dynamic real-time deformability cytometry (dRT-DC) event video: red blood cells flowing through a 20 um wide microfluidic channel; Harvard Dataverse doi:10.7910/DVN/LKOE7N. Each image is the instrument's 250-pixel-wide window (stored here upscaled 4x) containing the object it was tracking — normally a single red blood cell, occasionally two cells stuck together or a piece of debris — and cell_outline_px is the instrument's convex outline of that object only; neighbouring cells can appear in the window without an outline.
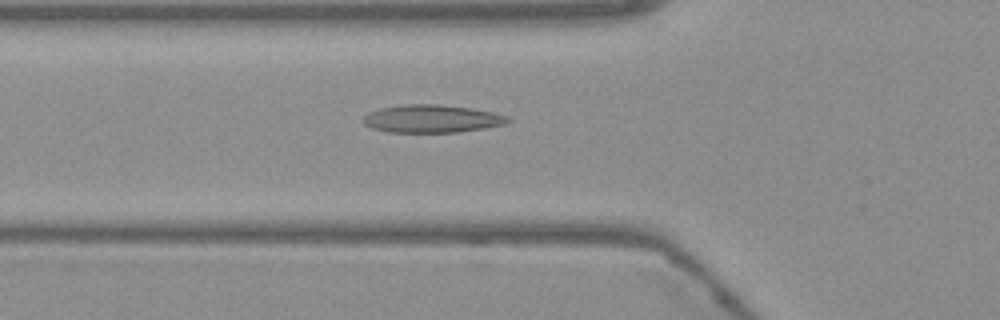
{"species": "Egyptian fruit bat (a non-hibernating species)", "species_latin": "Rousettus aegyptiacus", "temperature_condition": "warm", "stored_images_in_passage": 54, "camera_frame_rate_fps": 3000, "um_per_image_px": 0.085, "frame": {"image": 1, "passage_image": 19, "time_ms": 6.0, "image_size_px": [1000, 320], "cell_outline_px": [[512, 120], [504, 124], [484, 128], [460, 132], [388, 132], [372, 128], [364, 124], [360, 120], [368, 112], [380, 108], [404, 104], [440, 104], [472, 108], [492, 112], [508, 116]], "centroid_in_image_um": [36.68, 10.09], "position_along_channel_um": 89.1, "area_um2": 23.64}}
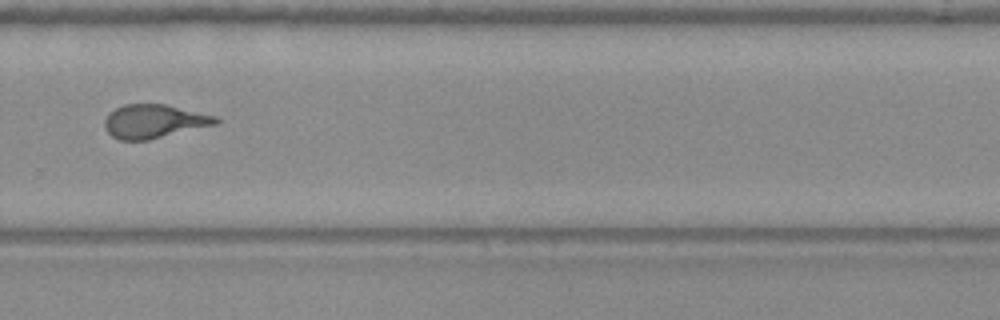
{"frame": {"image": 2, "passage_image": 37, "time_ms": 12.0, "image_size_px": [1000, 320], "cell_outline_px": [[220, 120], [216, 124], [148, 140], [120, 140], [112, 136], [104, 128], [104, 120], [108, 112], [124, 104], [164, 104], [216, 116]], "centroid_in_image_um": [13.04, 10.31], "position_along_channel_um": 316.8, "area_um2": 21.68}}
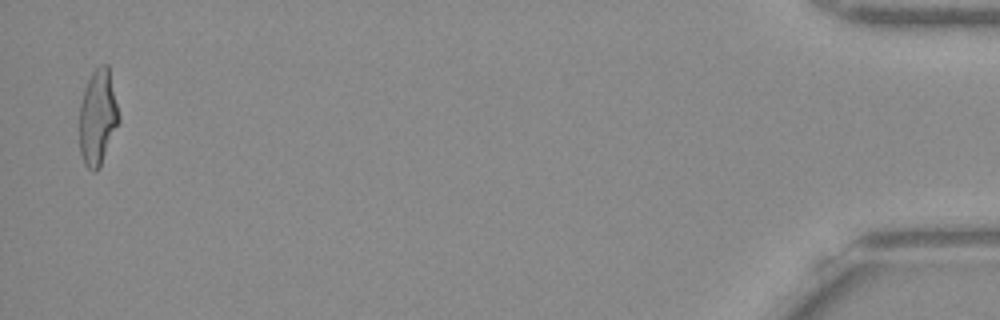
{"frame": {"image": 3, "passage_image": 53, "time_ms": 17.333, "image_size_px": [1000, 320], "cell_outline_px": [[120, 120], [100, 168], [96, 172], [92, 172], [84, 164], [80, 152], [80, 104], [84, 88], [92, 72], [100, 64], [108, 64], [120, 116]], "centroid_in_image_um": [8.32, 9.99], "position_along_channel_um": 426.9, "area_um2": 22.14}, "authors_computed_cell_mechanics": {"area_um2": 22.2819, "velocity_mm_per_s": 3.7831, "shape_relaxation_time_tau1_ms": 9.8105, "shape_relaxation_time_tau2_ms": 1.1006, "deformation_change_tau1": 0.281, "deformation_change_tau2": 0.105}}